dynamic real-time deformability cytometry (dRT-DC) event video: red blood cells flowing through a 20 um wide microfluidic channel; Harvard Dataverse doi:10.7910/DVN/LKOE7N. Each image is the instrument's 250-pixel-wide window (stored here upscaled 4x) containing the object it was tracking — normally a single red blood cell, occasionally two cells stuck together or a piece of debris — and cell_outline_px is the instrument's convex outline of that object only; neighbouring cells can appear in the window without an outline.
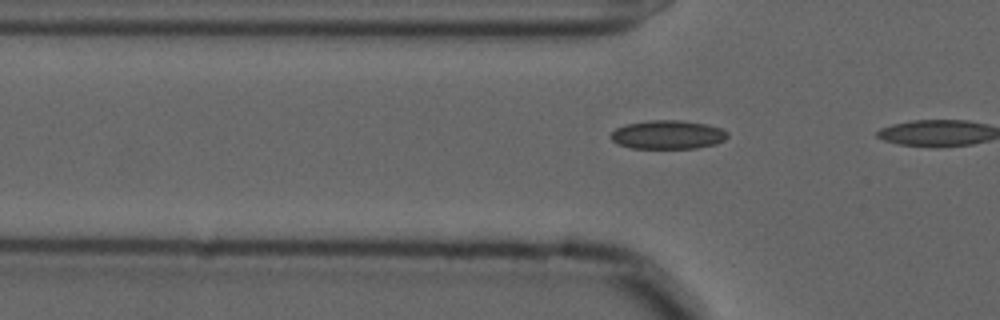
{"species": "common noctule bat (a hibernating species)", "species_latin": "Nyctalus noctula", "temperature_condition": "cold", "stored_images_in_passage": 6, "camera_frame_rate_fps": 3000, "um_per_image_px": 0.085, "animal": {"sex": "male", "forearm_length_mm": 52.5}, "frame": {"image": 1, "passage_image": 5, "time_ms": 1.333, "image_size_px": [1000, 320], "cell_outline_px": [[728, 136], [724, 140], [716, 144], [696, 148], [632, 148], [616, 144], [612, 140], [612, 132], [616, 128], [624, 124], [648, 120], [680, 120], [708, 124], [720, 128], [728, 132]], "centroid_in_image_um": [56.76, 11.44], "position_along_channel_um": 69.0, "area_um2": 19.65}}